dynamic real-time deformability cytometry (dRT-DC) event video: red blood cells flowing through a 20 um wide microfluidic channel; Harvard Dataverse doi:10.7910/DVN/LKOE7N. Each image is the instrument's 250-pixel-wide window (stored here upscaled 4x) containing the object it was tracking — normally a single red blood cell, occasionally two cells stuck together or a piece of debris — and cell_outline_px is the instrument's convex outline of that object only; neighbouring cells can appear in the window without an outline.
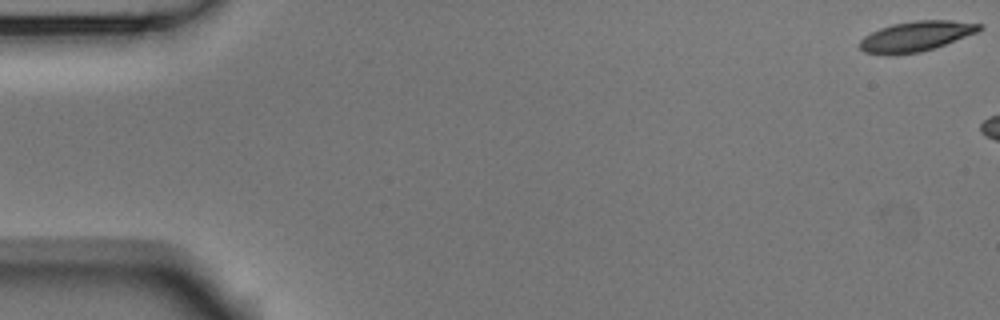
{"species": "Egyptian fruit bat (a non-hibernating species)", "species_latin": "Rousettus aegyptiacus", "temperature_condition": "room temperature", "stored_images_in_passage": 11, "camera_frame_rate_fps": 3000, "um_per_image_px": 0.085, "animal": {"sex": "male"}, "frame": {"image": 1, "passage_image": 1, "time_ms": 0.0, "image_size_px": [1000, 320], "cell_outline_px": [[984, 28], [976, 32], [944, 44], [920, 52], [888, 56], [864, 52], [860, 48], [860, 40], [864, 36], [880, 28], [892, 24], [916, 20], [952, 20], [984, 24]], "centroid_in_image_um": [77.84, 3.08], "position_along_channel_um": 7.2, "area_um2": 20.98}}